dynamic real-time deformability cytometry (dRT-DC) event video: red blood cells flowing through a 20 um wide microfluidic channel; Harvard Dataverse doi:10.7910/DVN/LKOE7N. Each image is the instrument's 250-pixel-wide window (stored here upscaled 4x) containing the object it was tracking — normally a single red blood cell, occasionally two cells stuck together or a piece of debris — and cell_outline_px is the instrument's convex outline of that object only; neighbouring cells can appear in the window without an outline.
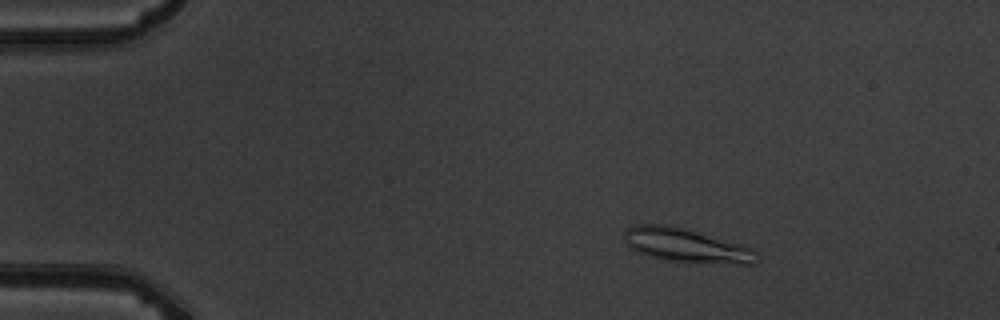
{"species": "common noctule bat (a hibernating species)", "species_latin": "Nyctalus noctula", "temperature_condition": "warm", "stored_images_in_passage": 7, "camera_frame_rate_fps": 3000, "um_per_image_px": 0.085, "animal": {"sex": "male", "body_mass_g": 19.5, "forearm_length_mm": 54.6}, "frame": {"image": 1, "passage_image": 3, "time_ms": 2.333, "image_size_px": [1000, 320], "cell_outline_px": [[760, 260], [756, 264], [740, 264], [668, 260], [636, 252], [628, 248], [624, 240], [624, 232], [628, 228], [636, 224], [668, 224], [684, 228], [756, 248], [760, 256]], "centroid_in_image_um": [58.38, 20.85], "position_along_channel_um": 26.6, "area_um2": 26.36}}
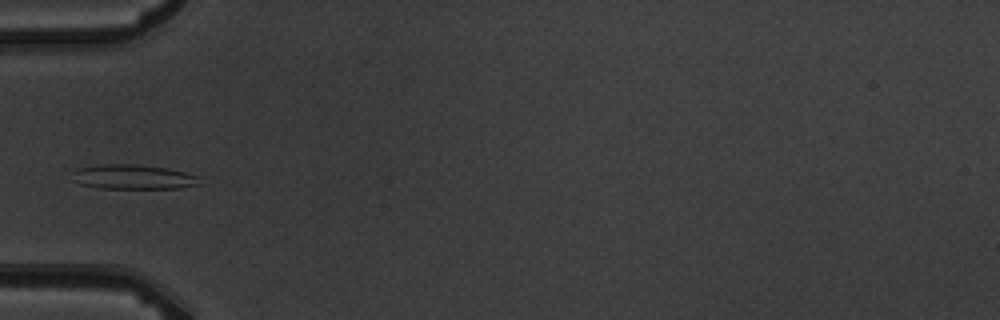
{"frame": {"image": 2, "passage_image": 5, "time_ms": 5.667, "image_size_px": [1000, 320], "cell_outline_px": [[200, 184], [180, 188], [100, 188], [80, 184], [72, 180], [72, 172], [76, 168], [100, 164], [136, 164], [168, 168], [200, 176]], "centroid_in_image_um": [11.3, 15.03], "position_along_channel_um": 73.7, "area_um2": 18.44}}
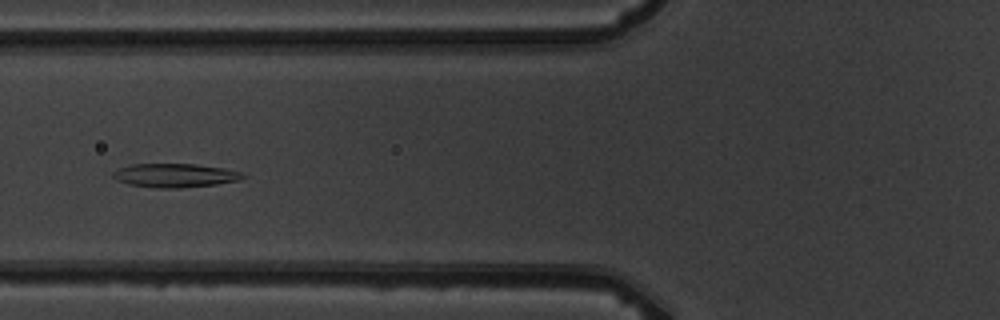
{"frame": {"image": 3, "passage_image": 6, "time_ms": 6.667, "image_size_px": [1000, 320], "cell_outline_px": [[248, 176], [236, 180], [216, 184], [180, 188], [156, 188], [128, 184], [116, 180], [112, 176], [112, 172], [120, 168], [132, 164], [196, 164], [224, 168], [240, 172]], "centroid_in_image_um": [14.84, 14.91], "position_along_channel_um": 111.0, "area_um2": 17.92}}